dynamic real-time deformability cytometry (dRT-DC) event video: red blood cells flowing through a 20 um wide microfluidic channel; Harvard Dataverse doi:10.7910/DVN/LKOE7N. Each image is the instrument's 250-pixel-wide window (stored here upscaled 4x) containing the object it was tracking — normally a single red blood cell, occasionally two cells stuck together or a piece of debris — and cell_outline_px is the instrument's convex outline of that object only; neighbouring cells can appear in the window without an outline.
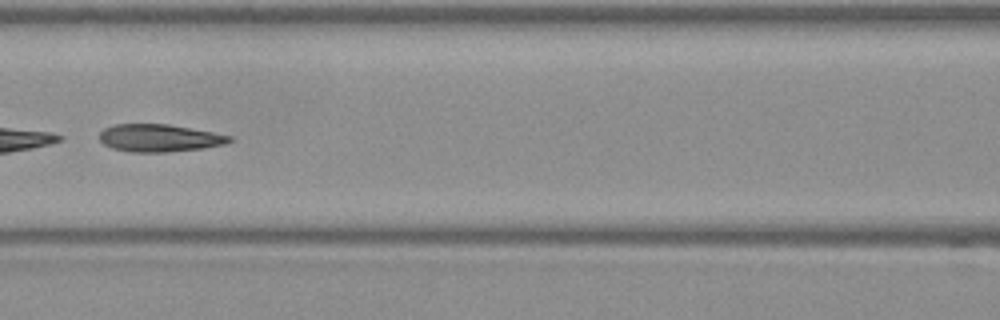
{"species": "Egyptian fruit bat (a non-hibernating species)", "species_latin": "Rousettus aegyptiacus", "temperature_condition": "warm", "stored_images_in_passage": 41, "camera_frame_rate_fps": 3000, "um_per_image_px": 0.085, "frame": {"image": 1, "passage_image": 24, "time_ms": 7.667, "image_size_px": [1000, 320], "cell_outline_px": [[232, 140], [224, 144], [204, 148], [168, 152], [132, 152], [112, 148], [104, 144], [100, 140], [100, 132], [104, 128], [116, 124], [168, 124], [212, 132], [232, 136]], "centroid_in_image_um": [13.54, 11.73], "position_along_channel_um": 153.1, "area_um2": 20.75}, "authors_computed_cell_mechanics": {"area_um2": 22.253, "velocity_mm_per_s": 3.7643, "shape_relaxation_time_tau1_ms": 2.0989, "shape_relaxation_time_tau2_ms": 2.212, "deformation_change_tau1": 0.2793, "deformation_change_tau2": 0.1021}}